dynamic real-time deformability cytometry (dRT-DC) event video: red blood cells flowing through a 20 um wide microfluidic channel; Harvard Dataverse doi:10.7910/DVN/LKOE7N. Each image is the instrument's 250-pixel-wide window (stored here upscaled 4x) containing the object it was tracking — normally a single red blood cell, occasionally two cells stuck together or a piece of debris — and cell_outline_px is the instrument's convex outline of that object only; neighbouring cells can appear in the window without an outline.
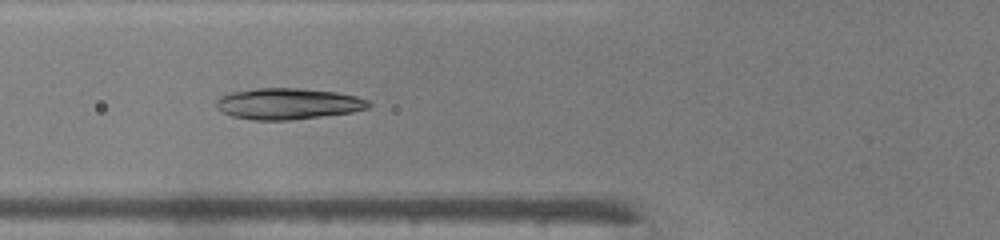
{"species": "common noctule bat (a hibernating species)", "species_latin": "Nyctalus noctula", "temperature_condition": "warm", "stored_images_in_passage": 34, "camera_frame_rate_fps": 3000, "um_per_image_px": 0.085, "animal": {"sex": "male", "body_mass_g": 19.0, "forearm_length_mm": 50.8}, "frame": {"image": 1, "passage_image": 5, "time_ms": 1.333, "image_size_px": [1000, 240], "cell_outline_px": [[372, 104], [368, 108], [352, 112], [288, 120], [252, 120], [232, 116], [220, 112], [216, 108], [216, 100], [220, 96], [232, 92], [256, 88], [300, 88], [336, 92], [356, 96], [368, 100]], "centroid_in_image_um": [24.45, 8.81], "position_along_channel_um": 101.4, "area_um2": 27.74}}
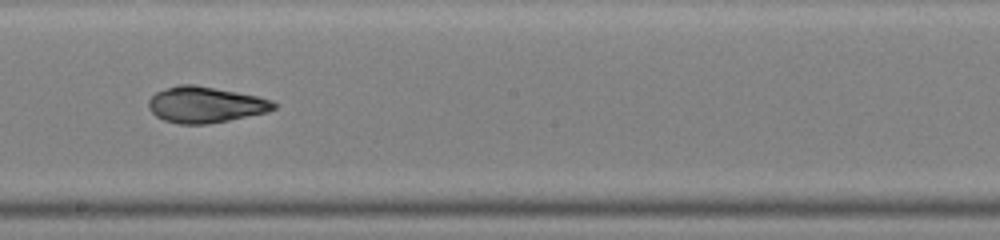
{"frame": {"image": 2, "passage_image": 14, "time_ms": 4.333, "image_size_px": [1000, 240], "cell_outline_px": [[276, 108], [268, 112], [228, 120], [204, 124], [180, 124], [164, 120], [156, 116], [148, 108], [148, 100], [156, 92], [180, 84], [192, 84], [236, 92], [256, 96], [272, 100], [276, 104]], "centroid_in_image_um": [17.44, 8.9], "position_along_channel_um": 230.8, "area_um2": 26.01}}
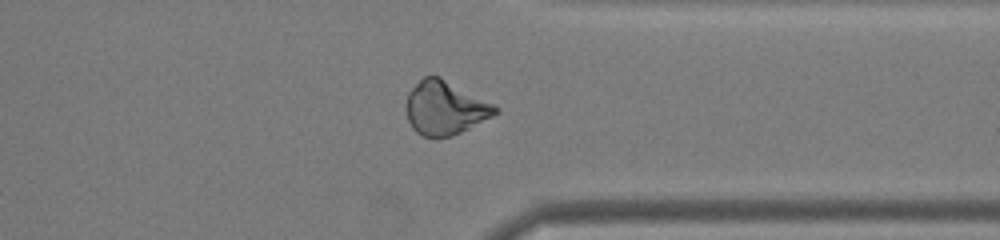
{"frame": {"image": 3, "passage_image": 24, "time_ms": 7.667, "image_size_px": [1000, 240], "cell_outline_px": [[500, 112], [452, 136], [436, 140], [424, 136], [416, 132], [412, 128], [408, 120], [404, 108], [404, 104], [408, 92], [424, 76], [440, 76], [500, 108]], "centroid_in_image_um": [37.77, 9.2], "position_along_channel_um": 373.6, "area_um2": 28.09}, "authors_computed_cell_mechanics": {"area_um2": 27.166, "velocity_mm_per_s": 4.3141, "shape_relaxation_time_tau1_ms": null, "shape_relaxation_time_tau2_ms": 1.3054, "deformation_change_tau1": null, "deformation_change_tau2": 0.0543}}